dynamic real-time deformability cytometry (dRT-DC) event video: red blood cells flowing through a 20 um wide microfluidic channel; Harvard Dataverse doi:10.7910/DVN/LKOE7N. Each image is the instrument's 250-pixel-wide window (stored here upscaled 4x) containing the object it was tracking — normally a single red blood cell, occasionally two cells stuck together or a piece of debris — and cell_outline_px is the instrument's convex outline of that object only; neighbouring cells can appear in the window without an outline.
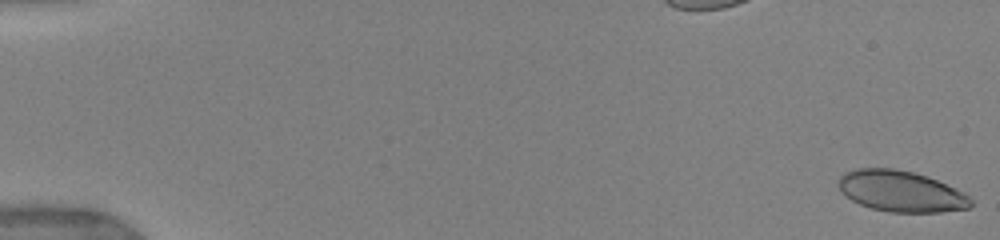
{"species": "human", "species_latin": "Homo sapiens", "temperature_condition": "warm", "stored_images_in_passage": 13, "camera_frame_rate_fps": 3000, "um_per_image_px": 0.085, "donor": {"sex": "female"}, "frame": {"image": 1, "passage_image": 1, "time_ms": 0.0, "image_size_px": [1000, 240], "cell_outline_px": [[972, 204], [968, 208], [940, 212], [888, 212], [872, 208], [860, 204], [852, 200], [840, 192], [836, 184], [836, 180], [844, 172], [856, 168], [892, 168], [912, 172], [928, 176], [956, 188], [964, 192], [972, 200]], "centroid_in_image_um": [76.54, 16.25], "position_along_channel_um": 8.5, "area_um2": 31.91}}
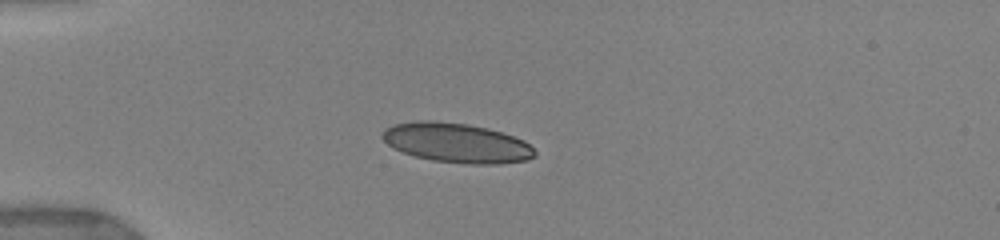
{"frame": {"image": 2, "passage_image": 6, "time_ms": 4.667, "image_size_px": [1000, 240], "cell_outline_px": [[536, 156], [528, 160], [500, 164], [468, 164], [432, 160], [416, 156], [404, 152], [388, 144], [380, 136], [384, 128], [396, 124], [416, 120], [432, 120], [468, 124], [488, 128], [524, 140], [536, 152]], "centroid_in_image_um": [38.82, 12.14], "position_along_channel_um": 46.2, "area_um2": 35.08}}